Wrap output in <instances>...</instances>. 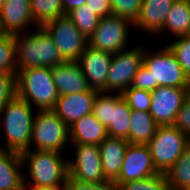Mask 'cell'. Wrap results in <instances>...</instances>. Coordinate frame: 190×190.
<instances>
[{
    "label": "cell",
    "instance_id": "35",
    "mask_svg": "<svg viewBox=\"0 0 190 190\" xmlns=\"http://www.w3.org/2000/svg\"><path fill=\"white\" fill-rule=\"evenodd\" d=\"M174 126L190 138V99L186 98L183 102Z\"/></svg>",
    "mask_w": 190,
    "mask_h": 190
},
{
    "label": "cell",
    "instance_id": "7",
    "mask_svg": "<svg viewBox=\"0 0 190 190\" xmlns=\"http://www.w3.org/2000/svg\"><path fill=\"white\" fill-rule=\"evenodd\" d=\"M143 64L151 72L152 91L158 86L187 88L189 78L167 45L154 51L144 42Z\"/></svg>",
    "mask_w": 190,
    "mask_h": 190
},
{
    "label": "cell",
    "instance_id": "10",
    "mask_svg": "<svg viewBox=\"0 0 190 190\" xmlns=\"http://www.w3.org/2000/svg\"><path fill=\"white\" fill-rule=\"evenodd\" d=\"M144 43L113 54L107 76V92L123 93L143 64Z\"/></svg>",
    "mask_w": 190,
    "mask_h": 190
},
{
    "label": "cell",
    "instance_id": "36",
    "mask_svg": "<svg viewBox=\"0 0 190 190\" xmlns=\"http://www.w3.org/2000/svg\"><path fill=\"white\" fill-rule=\"evenodd\" d=\"M136 89L152 91V77L151 72L147 69V67L142 64L135 74L131 86Z\"/></svg>",
    "mask_w": 190,
    "mask_h": 190
},
{
    "label": "cell",
    "instance_id": "17",
    "mask_svg": "<svg viewBox=\"0 0 190 190\" xmlns=\"http://www.w3.org/2000/svg\"><path fill=\"white\" fill-rule=\"evenodd\" d=\"M97 93L98 91L89 89L88 91L59 96L53 111L70 127L78 119L92 113Z\"/></svg>",
    "mask_w": 190,
    "mask_h": 190
},
{
    "label": "cell",
    "instance_id": "25",
    "mask_svg": "<svg viewBox=\"0 0 190 190\" xmlns=\"http://www.w3.org/2000/svg\"><path fill=\"white\" fill-rule=\"evenodd\" d=\"M165 175L171 190H190V144Z\"/></svg>",
    "mask_w": 190,
    "mask_h": 190
},
{
    "label": "cell",
    "instance_id": "32",
    "mask_svg": "<svg viewBox=\"0 0 190 190\" xmlns=\"http://www.w3.org/2000/svg\"><path fill=\"white\" fill-rule=\"evenodd\" d=\"M131 109L149 112L151 105V92L129 87L122 93Z\"/></svg>",
    "mask_w": 190,
    "mask_h": 190
},
{
    "label": "cell",
    "instance_id": "30",
    "mask_svg": "<svg viewBox=\"0 0 190 190\" xmlns=\"http://www.w3.org/2000/svg\"><path fill=\"white\" fill-rule=\"evenodd\" d=\"M142 0H110L112 15L130 20L133 24L139 18Z\"/></svg>",
    "mask_w": 190,
    "mask_h": 190
},
{
    "label": "cell",
    "instance_id": "31",
    "mask_svg": "<svg viewBox=\"0 0 190 190\" xmlns=\"http://www.w3.org/2000/svg\"><path fill=\"white\" fill-rule=\"evenodd\" d=\"M173 40L174 41H170V43L166 45L174 53L177 61L190 79V37L184 35L175 37Z\"/></svg>",
    "mask_w": 190,
    "mask_h": 190
},
{
    "label": "cell",
    "instance_id": "2",
    "mask_svg": "<svg viewBox=\"0 0 190 190\" xmlns=\"http://www.w3.org/2000/svg\"><path fill=\"white\" fill-rule=\"evenodd\" d=\"M35 113H34V112ZM26 100L15 95L0 112V129L5 144L0 148L22 153L30 149V140L33 130V119L36 114Z\"/></svg>",
    "mask_w": 190,
    "mask_h": 190
},
{
    "label": "cell",
    "instance_id": "21",
    "mask_svg": "<svg viewBox=\"0 0 190 190\" xmlns=\"http://www.w3.org/2000/svg\"><path fill=\"white\" fill-rule=\"evenodd\" d=\"M70 129V144L100 145L107 137V130L91 113L78 119Z\"/></svg>",
    "mask_w": 190,
    "mask_h": 190
},
{
    "label": "cell",
    "instance_id": "26",
    "mask_svg": "<svg viewBox=\"0 0 190 190\" xmlns=\"http://www.w3.org/2000/svg\"><path fill=\"white\" fill-rule=\"evenodd\" d=\"M34 22L44 26L47 22L63 16L62 0H30Z\"/></svg>",
    "mask_w": 190,
    "mask_h": 190
},
{
    "label": "cell",
    "instance_id": "19",
    "mask_svg": "<svg viewBox=\"0 0 190 190\" xmlns=\"http://www.w3.org/2000/svg\"><path fill=\"white\" fill-rule=\"evenodd\" d=\"M175 0H142L141 12L134 24L136 31L155 36L165 23Z\"/></svg>",
    "mask_w": 190,
    "mask_h": 190
},
{
    "label": "cell",
    "instance_id": "8",
    "mask_svg": "<svg viewBox=\"0 0 190 190\" xmlns=\"http://www.w3.org/2000/svg\"><path fill=\"white\" fill-rule=\"evenodd\" d=\"M189 144L190 138L174 125L158 126L147 144L156 171L165 174Z\"/></svg>",
    "mask_w": 190,
    "mask_h": 190
},
{
    "label": "cell",
    "instance_id": "39",
    "mask_svg": "<svg viewBox=\"0 0 190 190\" xmlns=\"http://www.w3.org/2000/svg\"><path fill=\"white\" fill-rule=\"evenodd\" d=\"M22 190H61V188L37 187L31 184H23Z\"/></svg>",
    "mask_w": 190,
    "mask_h": 190
},
{
    "label": "cell",
    "instance_id": "27",
    "mask_svg": "<svg viewBox=\"0 0 190 190\" xmlns=\"http://www.w3.org/2000/svg\"><path fill=\"white\" fill-rule=\"evenodd\" d=\"M67 16L87 39L93 34L100 21V17L86 4L74 9Z\"/></svg>",
    "mask_w": 190,
    "mask_h": 190
},
{
    "label": "cell",
    "instance_id": "4",
    "mask_svg": "<svg viewBox=\"0 0 190 190\" xmlns=\"http://www.w3.org/2000/svg\"><path fill=\"white\" fill-rule=\"evenodd\" d=\"M16 95L36 110H53L59 93L50 67H32L17 71Z\"/></svg>",
    "mask_w": 190,
    "mask_h": 190
},
{
    "label": "cell",
    "instance_id": "3",
    "mask_svg": "<svg viewBox=\"0 0 190 190\" xmlns=\"http://www.w3.org/2000/svg\"><path fill=\"white\" fill-rule=\"evenodd\" d=\"M17 71L32 67L53 68L65 62L51 35L43 28L37 27L29 32L14 35Z\"/></svg>",
    "mask_w": 190,
    "mask_h": 190
},
{
    "label": "cell",
    "instance_id": "41",
    "mask_svg": "<svg viewBox=\"0 0 190 190\" xmlns=\"http://www.w3.org/2000/svg\"><path fill=\"white\" fill-rule=\"evenodd\" d=\"M5 33H4V31H3V29H2V25H1V21H0V36H2V35H4Z\"/></svg>",
    "mask_w": 190,
    "mask_h": 190
},
{
    "label": "cell",
    "instance_id": "14",
    "mask_svg": "<svg viewBox=\"0 0 190 190\" xmlns=\"http://www.w3.org/2000/svg\"><path fill=\"white\" fill-rule=\"evenodd\" d=\"M159 174L154 166L148 145L128 144L121 172L114 181L117 187L121 183L140 180Z\"/></svg>",
    "mask_w": 190,
    "mask_h": 190
},
{
    "label": "cell",
    "instance_id": "16",
    "mask_svg": "<svg viewBox=\"0 0 190 190\" xmlns=\"http://www.w3.org/2000/svg\"><path fill=\"white\" fill-rule=\"evenodd\" d=\"M30 0H6L0 9L5 34L16 35L39 27L33 19Z\"/></svg>",
    "mask_w": 190,
    "mask_h": 190
},
{
    "label": "cell",
    "instance_id": "15",
    "mask_svg": "<svg viewBox=\"0 0 190 190\" xmlns=\"http://www.w3.org/2000/svg\"><path fill=\"white\" fill-rule=\"evenodd\" d=\"M113 54L87 45L78 58L90 89L107 92V76Z\"/></svg>",
    "mask_w": 190,
    "mask_h": 190
},
{
    "label": "cell",
    "instance_id": "40",
    "mask_svg": "<svg viewBox=\"0 0 190 190\" xmlns=\"http://www.w3.org/2000/svg\"><path fill=\"white\" fill-rule=\"evenodd\" d=\"M187 98L190 99V79H189V83L187 85Z\"/></svg>",
    "mask_w": 190,
    "mask_h": 190
},
{
    "label": "cell",
    "instance_id": "6",
    "mask_svg": "<svg viewBox=\"0 0 190 190\" xmlns=\"http://www.w3.org/2000/svg\"><path fill=\"white\" fill-rule=\"evenodd\" d=\"M69 126L53 110H37L33 119L30 149L66 153Z\"/></svg>",
    "mask_w": 190,
    "mask_h": 190
},
{
    "label": "cell",
    "instance_id": "22",
    "mask_svg": "<svg viewBox=\"0 0 190 190\" xmlns=\"http://www.w3.org/2000/svg\"><path fill=\"white\" fill-rule=\"evenodd\" d=\"M23 183L20 153L0 148V190H22Z\"/></svg>",
    "mask_w": 190,
    "mask_h": 190
},
{
    "label": "cell",
    "instance_id": "11",
    "mask_svg": "<svg viewBox=\"0 0 190 190\" xmlns=\"http://www.w3.org/2000/svg\"><path fill=\"white\" fill-rule=\"evenodd\" d=\"M42 27L51 35L64 61H78L88 45V39L67 15L51 20Z\"/></svg>",
    "mask_w": 190,
    "mask_h": 190
},
{
    "label": "cell",
    "instance_id": "38",
    "mask_svg": "<svg viewBox=\"0 0 190 190\" xmlns=\"http://www.w3.org/2000/svg\"><path fill=\"white\" fill-rule=\"evenodd\" d=\"M87 0H62L63 15H68L74 9L82 6Z\"/></svg>",
    "mask_w": 190,
    "mask_h": 190
},
{
    "label": "cell",
    "instance_id": "43",
    "mask_svg": "<svg viewBox=\"0 0 190 190\" xmlns=\"http://www.w3.org/2000/svg\"><path fill=\"white\" fill-rule=\"evenodd\" d=\"M6 2V0H0V9L2 8L3 4Z\"/></svg>",
    "mask_w": 190,
    "mask_h": 190
},
{
    "label": "cell",
    "instance_id": "28",
    "mask_svg": "<svg viewBox=\"0 0 190 190\" xmlns=\"http://www.w3.org/2000/svg\"><path fill=\"white\" fill-rule=\"evenodd\" d=\"M17 73V56L14 35L0 36V73Z\"/></svg>",
    "mask_w": 190,
    "mask_h": 190
},
{
    "label": "cell",
    "instance_id": "13",
    "mask_svg": "<svg viewBox=\"0 0 190 190\" xmlns=\"http://www.w3.org/2000/svg\"><path fill=\"white\" fill-rule=\"evenodd\" d=\"M187 98V88L158 86L151 91L149 113L159 126L174 125Z\"/></svg>",
    "mask_w": 190,
    "mask_h": 190
},
{
    "label": "cell",
    "instance_id": "9",
    "mask_svg": "<svg viewBox=\"0 0 190 190\" xmlns=\"http://www.w3.org/2000/svg\"><path fill=\"white\" fill-rule=\"evenodd\" d=\"M135 29L134 24L116 15L100 18L98 26L88 39V45L105 52L116 54L130 48V31Z\"/></svg>",
    "mask_w": 190,
    "mask_h": 190
},
{
    "label": "cell",
    "instance_id": "18",
    "mask_svg": "<svg viewBox=\"0 0 190 190\" xmlns=\"http://www.w3.org/2000/svg\"><path fill=\"white\" fill-rule=\"evenodd\" d=\"M51 71L59 96L88 91L90 89L87 79L77 61H65L51 68Z\"/></svg>",
    "mask_w": 190,
    "mask_h": 190
},
{
    "label": "cell",
    "instance_id": "33",
    "mask_svg": "<svg viewBox=\"0 0 190 190\" xmlns=\"http://www.w3.org/2000/svg\"><path fill=\"white\" fill-rule=\"evenodd\" d=\"M61 190H117V185L112 180L101 183L83 182L68 175Z\"/></svg>",
    "mask_w": 190,
    "mask_h": 190
},
{
    "label": "cell",
    "instance_id": "12",
    "mask_svg": "<svg viewBox=\"0 0 190 190\" xmlns=\"http://www.w3.org/2000/svg\"><path fill=\"white\" fill-rule=\"evenodd\" d=\"M73 158L68 157V175L83 182L101 183L106 181L102 170L99 145L70 144Z\"/></svg>",
    "mask_w": 190,
    "mask_h": 190
},
{
    "label": "cell",
    "instance_id": "24",
    "mask_svg": "<svg viewBox=\"0 0 190 190\" xmlns=\"http://www.w3.org/2000/svg\"><path fill=\"white\" fill-rule=\"evenodd\" d=\"M158 126L149 112L132 109L129 143L147 145L154 137Z\"/></svg>",
    "mask_w": 190,
    "mask_h": 190
},
{
    "label": "cell",
    "instance_id": "34",
    "mask_svg": "<svg viewBox=\"0 0 190 190\" xmlns=\"http://www.w3.org/2000/svg\"><path fill=\"white\" fill-rule=\"evenodd\" d=\"M16 95V73H0V112Z\"/></svg>",
    "mask_w": 190,
    "mask_h": 190
},
{
    "label": "cell",
    "instance_id": "42",
    "mask_svg": "<svg viewBox=\"0 0 190 190\" xmlns=\"http://www.w3.org/2000/svg\"><path fill=\"white\" fill-rule=\"evenodd\" d=\"M185 36L190 37V24H189V27H188V30H187V32H186V34H185Z\"/></svg>",
    "mask_w": 190,
    "mask_h": 190
},
{
    "label": "cell",
    "instance_id": "29",
    "mask_svg": "<svg viewBox=\"0 0 190 190\" xmlns=\"http://www.w3.org/2000/svg\"><path fill=\"white\" fill-rule=\"evenodd\" d=\"M117 190H171L165 174H156L148 178L121 183Z\"/></svg>",
    "mask_w": 190,
    "mask_h": 190
},
{
    "label": "cell",
    "instance_id": "37",
    "mask_svg": "<svg viewBox=\"0 0 190 190\" xmlns=\"http://www.w3.org/2000/svg\"><path fill=\"white\" fill-rule=\"evenodd\" d=\"M85 4L100 18L112 15L110 0H87Z\"/></svg>",
    "mask_w": 190,
    "mask_h": 190
},
{
    "label": "cell",
    "instance_id": "5",
    "mask_svg": "<svg viewBox=\"0 0 190 190\" xmlns=\"http://www.w3.org/2000/svg\"><path fill=\"white\" fill-rule=\"evenodd\" d=\"M131 111L122 93L98 92L94 99L92 114L106 128L109 137L129 142Z\"/></svg>",
    "mask_w": 190,
    "mask_h": 190
},
{
    "label": "cell",
    "instance_id": "1",
    "mask_svg": "<svg viewBox=\"0 0 190 190\" xmlns=\"http://www.w3.org/2000/svg\"><path fill=\"white\" fill-rule=\"evenodd\" d=\"M67 153L28 149L20 154L23 184L61 188L68 176ZM28 176V177H27Z\"/></svg>",
    "mask_w": 190,
    "mask_h": 190
},
{
    "label": "cell",
    "instance_id": "23",
    "mask_svg": "<svg viewBox=\"0 0 190 190\" xmlns=\"http://www.w3.org/2000/svg\"><path fill=\"white\" fill-rule=\"evenodd\" d=\"M190 24V1L175 0L171 6L163 28L155 35L163 37L168 33L172 38L184 36ZM163 35V36H162Z\"/></svg>",
    "mask_w": 190,
    "mask_h": 190
},
{
    "label": "cell",
    "instance_id": "20",
    "mask_svg": "<svg viewBox=\"0 0 190 190\" xmlns=\"http://www.w3.org/2000/svg\"><path fill=\"white\" fill-rule=\"evenodd\" d=\"M128 144L125 139L108 136L99 145L102 170L107 180L115 181L118 178Z\"/></svg>",
    "mask_w": 190,
    "mask_h": 190
}]
</instances>
